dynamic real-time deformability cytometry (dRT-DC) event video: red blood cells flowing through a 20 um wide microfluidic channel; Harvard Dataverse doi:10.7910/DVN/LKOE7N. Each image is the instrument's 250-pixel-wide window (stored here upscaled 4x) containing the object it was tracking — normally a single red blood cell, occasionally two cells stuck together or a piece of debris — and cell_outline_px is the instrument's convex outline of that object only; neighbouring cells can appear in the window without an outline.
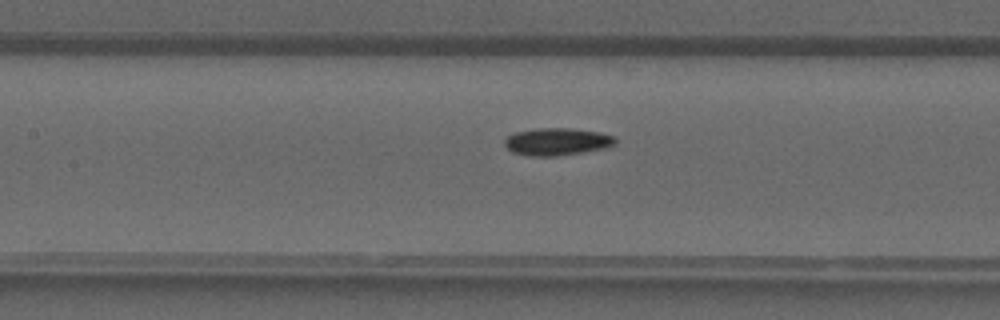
{"species": "common noctule bat (a hibernating species)", "species_latin": "Nyctalus noctula", "temperature_condition": "warm", "stored_images_in_passage": 41, "camera_frame_rate_fps": 3000, "um_per_image_px": 0.085, "animal": {"sex": "male", "forearm_length_mm": 52.5}, "frame": {"image": 1, "passage_image": 19, "time_ms": 6.0, "image_size_px": [1000, 320], "cell_outline_px": [[616, 144], [608, 148], [556, 156], [532, 156], [512, 152], [504, 144], [504, 140], [508, 136], [516, 132], [536, 128], [572, 128], [600, 132], [616, 136]], "centroid_in_image_um": [47.39, 12.03], "position_along_channel_um": 160.0, "area_um2": 17.8}}
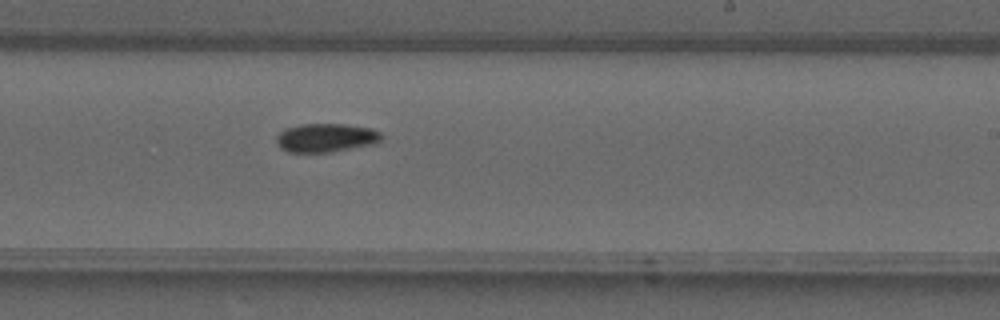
{"frame": {"image": 2, "passage_image": 25, "time_ms": 8.0, "image_size_px": [1000, 320], "cell_outline_px": [[380, 140], [376, 144], [332, 152], [288, 152], [280, 148], [276, 144], [276, 136], [284, 128], [300, 124], [344, 124], [368, 128], [380, 132]], "centroid_in_image_um": [27.65, 11.72], "position_along_channel_um": 261.3, "area_um2": 17.63}}
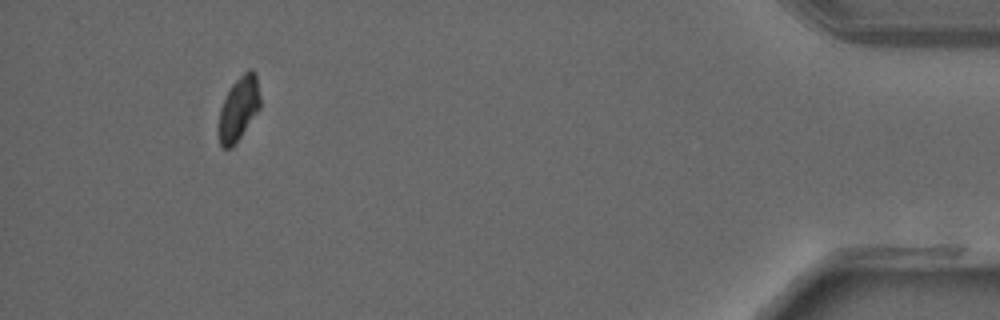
{"frame": {"image": 3, "passage_image": 38, "time_ms": 12.333, "image_size_px": [1000, 320], "cell_outline_px": [[260, 108], [232, 148], [224, 148], [220, 144], [220, 108], [232, 84], [248, 68], [252, 68], [256, 72], [260, 96]], "centroid_in_image_um": [20.33, 9.18], "position_along_channel_um": 414.9, "area_um2": 15.14}}